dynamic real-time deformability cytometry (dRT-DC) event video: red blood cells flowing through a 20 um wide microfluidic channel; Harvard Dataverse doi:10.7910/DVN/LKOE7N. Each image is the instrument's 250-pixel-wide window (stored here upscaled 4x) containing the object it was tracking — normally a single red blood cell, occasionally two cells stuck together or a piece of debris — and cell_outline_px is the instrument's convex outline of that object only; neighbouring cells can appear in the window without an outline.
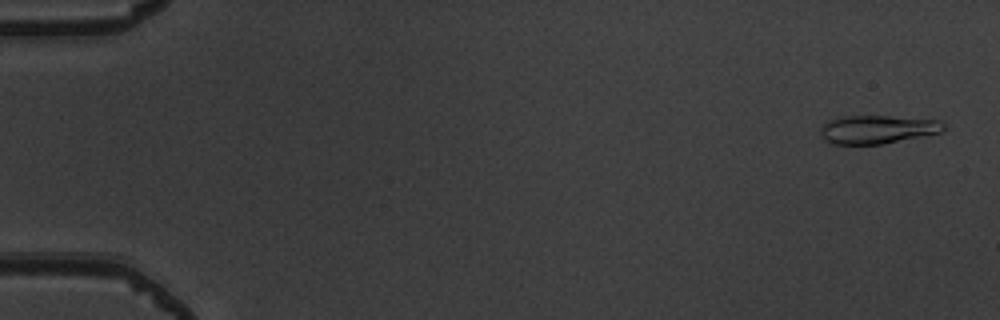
{"species": "common noctule bat (a hibernating species)", "species_latin": "Nyctalus noctula", "temperature_condition": "warm", "stored_images_in_passage": 52, "camera_frame_rate_fps": 3000, "um_per_image_px": 0.085, "animal": {"sex": "male", "body_mass_g": 19.5, "forearm_length_mm": 54.6}, "frame": {"image": 1, "passage_image": 2, "time_ms": 0.333, "image_size_px": [1000, 320], "cell_outline_px": [[944, 128], [940, 132], [884, 144], [828, 144], [820, 136], [820, 128], [828, 120], [840, 116], [888, 116], [936, 120], [944, 124]], "centroid_in_image_um": [74.48, 11.01], "position_along_channel_um": 10.5, "area_um2": 20.35}}
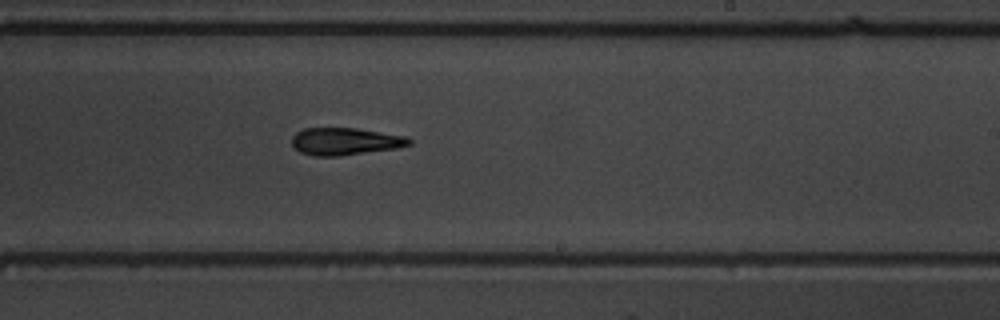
{"frame": {"image": 2, "passage_image": 32, "time_ms": 10.333, "image_size_px": [1000, 320], "cell_outline_px": [[412, 144], [396, 148], [336, 156], [312, 156], [300, 152], [292, 144], [292, 136], [296, 132], [304, 128], [356, 128], [404, 136], [412, 140]], "centroid_in_image_um": [29.3, 12.01], "position_along_channel_um": 259.7, "area_um2": 18.5}}
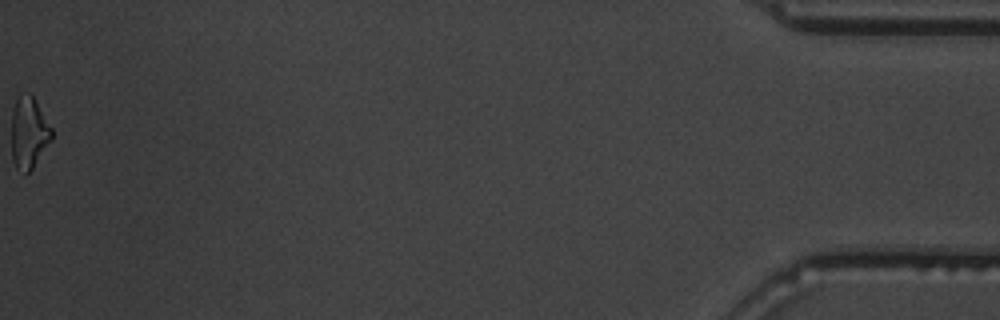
{"frame": {"image": 3, "passage_image": 52, "time_ms": 17.0, "image_size_px": [1000, 320], "cell_outline_px": [[52, 140], [32, 168], [24, 176], [16, 168], [12, 160], [12, 108], [20, 92], [28, 92], [36, 100], [52, 128]], "centroid_in_image_um": [2.44, 11.27], "position_along_channel_um": 432.8, "area_um2": 17.05}, "authors_computed_cell_mechanics": {"area_um2": 19.074, "velocity_mm_per_s": 4.0001, "shape_relaxation_time_tau1_ms": 9.1793, "shape_relaxation_time_tau2_ms": null, "deformation_change_tau1": 0.2457, "deformation_change_tau2": null}}